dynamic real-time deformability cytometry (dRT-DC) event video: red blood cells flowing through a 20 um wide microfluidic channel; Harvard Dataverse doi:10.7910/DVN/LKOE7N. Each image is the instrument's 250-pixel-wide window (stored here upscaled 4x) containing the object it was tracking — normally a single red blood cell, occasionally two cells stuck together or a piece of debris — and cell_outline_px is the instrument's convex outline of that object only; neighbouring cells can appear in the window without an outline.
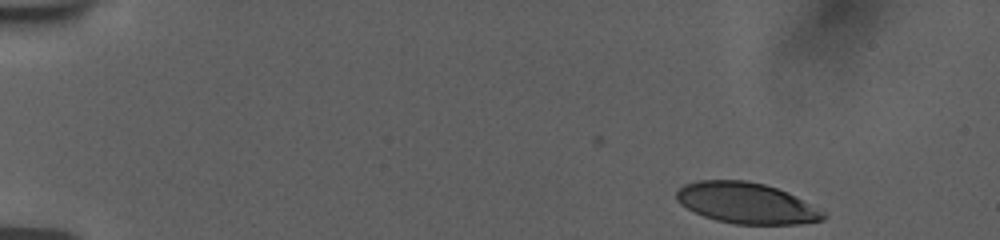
{"species": "human", "species_latin": "Homo sapiens", "temperature_condition": "room temperature", "stored_images_in_passage": 50, "camera_frame_rate_fps": 3000, "um_per_image_px": 0.085, "donor": {"sex": "female"}, "frame": {"image": 1, "passage_image": 1, "time_ms": 0.0, "image_size_px": [1000, 240], "cell_outline_px": [[828, 216], [824, 220], [800, 224], [736, 224], [716, 220], [704, 216], [680, 204], [676, 200], [676, 192], [684, 184], [696, 180], [744, 180], [764, 184], [788, 192], [828, 212]], "centroid_in_image_um": [63.5, 17.26], "position_along_channel_um": 21.5, "area_um2": 35.26}}
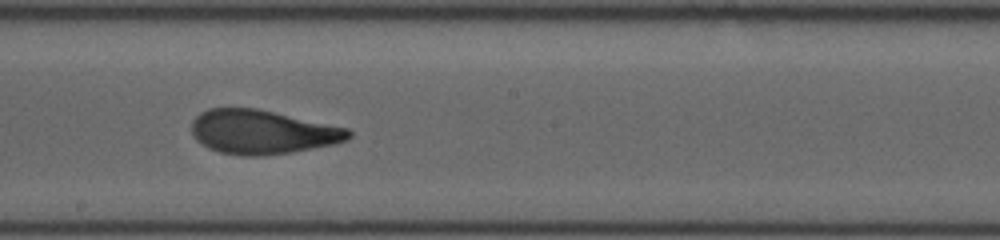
{"frame": {"image": 2, "passage_image": 27, "time_ms": 8.667, "image_size_px": [1000, 240], "cell_outline_px": [[352, 136], [348, 140], [336, 144], [292, 152], [260, 156], [244, 156], [220, 152], [208, 148], [196, 140], [192, 132], [192, 120], [200, 112], [208, 108], [256, 108], [348, 128], [352, 132]], "centroid_in_image_um": [22.3, 11.22], "position_along_channel_um": 225.9, "area_um2": 40.4}}
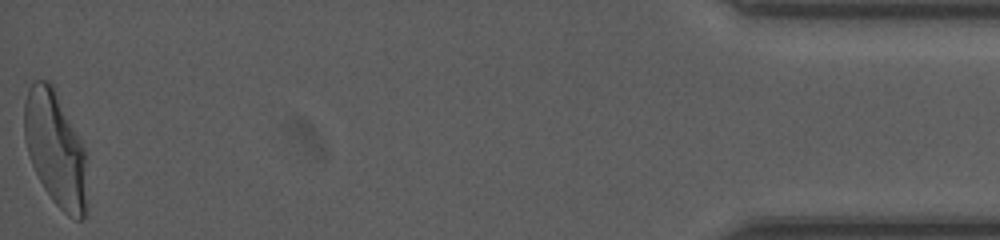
{"frame": {"image": 3, "passage_image": 50, "time_ms": 16.333, "image_size_px": [1000, 240], "cell_outline_px": [[88, 212], [80, 220], [76, 220], [68, 216], [52, 200], [44, 188], [28, 156], [24, 140], [24, 100], [28, 88], [36, 80], [48, 80], [56, 88], [84, 148], [88, 208]], "centroid_in_image_um": [4.71, 12.66], "position_along_channel_um": 430.5, "area_um2": 42.48}, "authors_computed_cell_mechanics": {"area_um2": 40.1421, "velocity_mm_per_s": 3.7483, "shape_relaxation_time_tau1_ms": 5.5294, "shape_relaxation_time_tau2_ms": 1.1441, "deformation_change_tau1": 0.2209, "deformation_change_tau2": 0.0855}}